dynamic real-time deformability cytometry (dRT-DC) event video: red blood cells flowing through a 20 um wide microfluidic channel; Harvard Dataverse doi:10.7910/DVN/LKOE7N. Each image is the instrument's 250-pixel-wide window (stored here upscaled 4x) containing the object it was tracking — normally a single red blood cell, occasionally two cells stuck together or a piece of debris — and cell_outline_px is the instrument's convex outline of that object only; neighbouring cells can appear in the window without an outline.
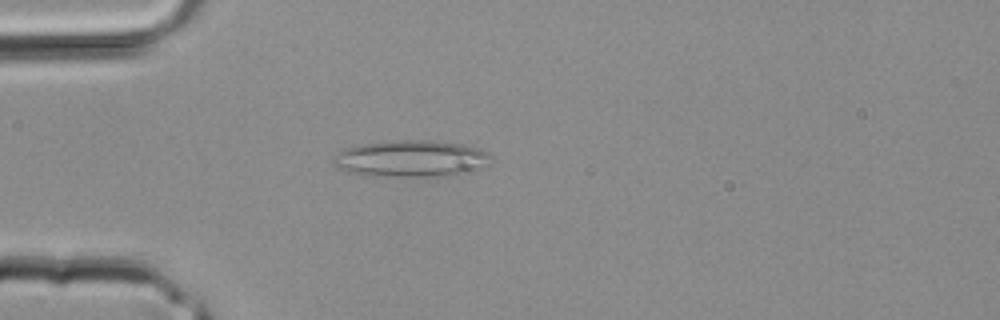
{"species": "common noctule bat (a hibernating species)", "species_latin": "Nyctalus noctula", "temperature_condition": "room temperature", "stored_images_in_passage": 2, "camera_frame_rate_fps": 3000, "um_per_image_px": 0.085, "animal": {"sex": "male", "body_mass_g": 20.4}, "frame": {"image": 1, "passage_image": 2, "time_ms": 0.333, "image_size_px": [1000, 320], "cell_outline_px": [[492, 156], [484, 168], [460, 176], [364, 176], [348, 172], [336, 168], [332, 164], [332, 160], [340, 152], [348, 148], [364, 144], [396, 140], [432, 140], [460, 144], [476, 148], [488, 152]], "centroid_in_image_um": [34.98, 13.51], "position_along_channel_um": 50.0, "area_um2": 34.04}}